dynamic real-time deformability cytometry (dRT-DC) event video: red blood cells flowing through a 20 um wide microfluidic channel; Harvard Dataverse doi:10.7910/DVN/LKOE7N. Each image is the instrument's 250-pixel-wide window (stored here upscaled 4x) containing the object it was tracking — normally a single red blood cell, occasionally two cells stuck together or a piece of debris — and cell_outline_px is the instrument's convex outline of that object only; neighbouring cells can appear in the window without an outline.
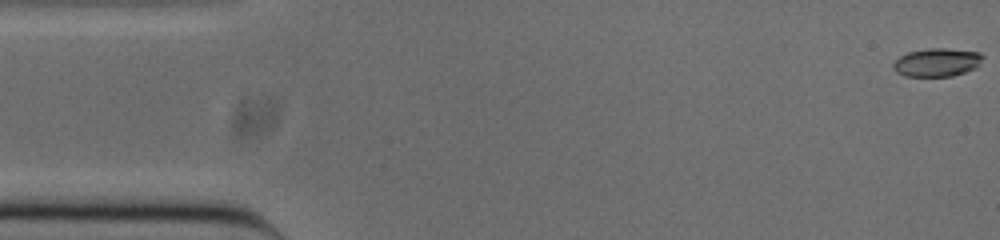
{"species": "common noctule bat (a hibernating species)", "species_latin": "Nyctalus noctula", "temperature_condition": "cold", "stored_images_in_passage": 52, "camera_frame_rate_fps": 3000, "um_per_image_px": 0.085, "animal": {"sex": "male", "body_mass_g": 20.0, "forearm_length_mm": 53.3}, "frame": {"image": 1, "passage_image": 1, "time_ms": 0.0, "image_size_px": [1000, 240], "cell_outline_px": [[984, 56], [976, 68], [952, 76], [904, 76], [896, 72], [892, 68], [892, 64], [900, 56], [908, 52], [928, 48], [944, 48], [980, 52]], "centroid_in_image_um": [79.63, 5.3], "position_along_channel_um": 5.4, "area_um2": 14.8}}
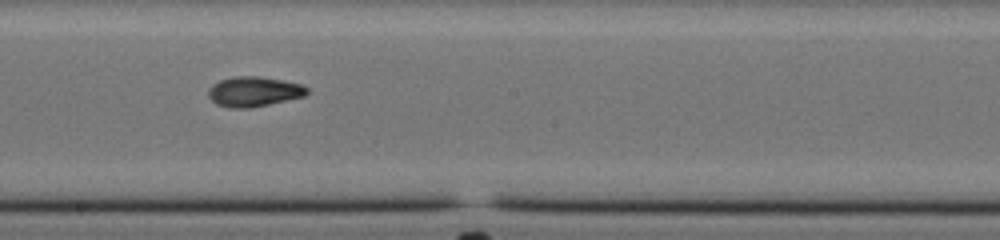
{"frame": {"image": 2, "passage_image": 28, "time_ms": 9.0, "image_size_px": [1000, 240], "cell_outline_px": [[308, 92], [304, 96], [252, 108], [228, 108], [216, 104], [208, 96], [208, 88], [212, 84], [220, 80], [236, 76], [256, 76], [284, 80], [304, 84], [308, 88]], "centroid_in_image_um": [21.58, 7.78], "position_along_channel_um": 226.6, "area_um2": 17.4}}
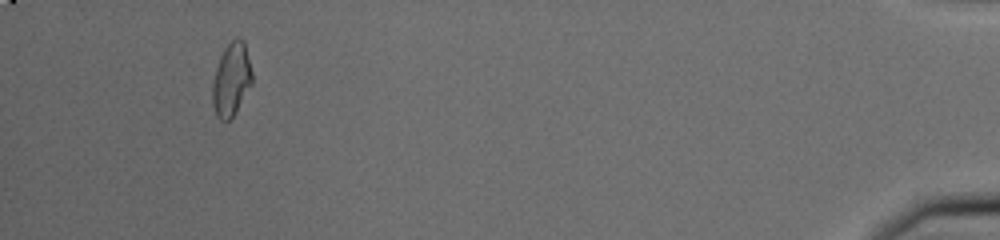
{"frame": {"image": 3, "passage_image": 49, "time_ms": 16.0, "image_size_px": [1000, 240], "cell_outline_px": [[252, 84], [232, 116], [228, 120], [220, 120], [216, 116], [212, 104], [212, 84], [216, 68], [220, 56], [224, 48], [236, 36], [244, 40], [252, 72]], "centroid_in_image_um": [19.66, 6.73], "position_along_channel_um": 415.5, "area_um2": 16.82}, "authors_computed_cell_mechanics": {"area_um2": 16.5019, "velocity_mm_per_s": 3.8629, "shape_relaxation_time_tau1_ms": 4.1006, "shape_relaxation_time_tau2_ms": 3.2896, "deformation_change_tau1": 0.157, "deformation_change_tau2": 0.0753}}